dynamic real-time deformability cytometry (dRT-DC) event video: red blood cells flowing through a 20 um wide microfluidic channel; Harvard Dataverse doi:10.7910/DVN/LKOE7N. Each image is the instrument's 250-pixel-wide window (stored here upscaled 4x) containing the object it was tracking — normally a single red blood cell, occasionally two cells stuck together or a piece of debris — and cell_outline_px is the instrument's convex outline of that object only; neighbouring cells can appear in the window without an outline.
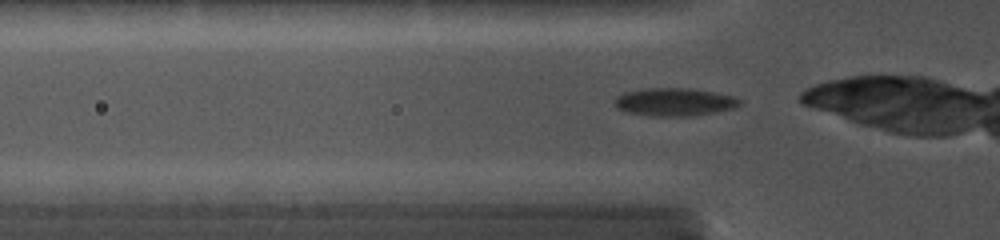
{"species": "common noctule bat (a hibernating species)", "species_latin": "Nyctalus noctula", "temperature_condition": "cold", "stored_images_in_passage": 7, "camera_frame_rate_fps": 5000, "um_per_image_px": 0.085, "animal": {"sex": "female", "body_mass_g": 19.0, "forearm_length_mm": 56.7}, "frame": {"image": 1, "passage_image": 4, "time_ms": 0.8, "image_size_px": [1000, 240], "cell_outline_px": [[740, 100], [736, 104], [728, 108], [688, 116], [656, 116], [628, 112], [620, 108], [616, 104], [616, 96], [624, 92], [648, 88], [688, 88], [728, 96]], "centroid_in_image_um": [57.19, 8.65], "position_along_channel_um": 68.6, "area_um2": 19.19}}